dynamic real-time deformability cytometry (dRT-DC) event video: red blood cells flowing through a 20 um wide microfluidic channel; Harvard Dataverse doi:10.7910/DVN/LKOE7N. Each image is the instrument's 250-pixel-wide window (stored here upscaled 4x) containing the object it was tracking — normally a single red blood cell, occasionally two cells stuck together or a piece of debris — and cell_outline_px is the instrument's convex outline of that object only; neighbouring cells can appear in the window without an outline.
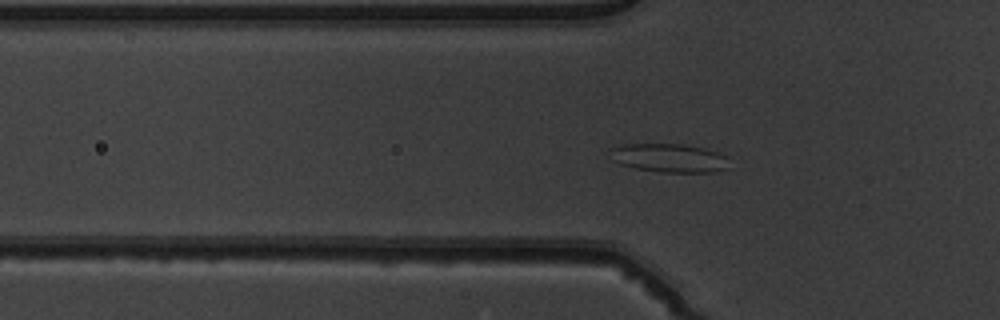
{"species": "common noctule bat (a hibernating species)", "species_latin": "Nyctalus noctula", "temperature_condition": "warm", "stored_images_in_passage": 39, "segment_of_instrument_passage": [1, 2], "camera_frame_rate_fps": 3000, "um_per_image_px": 0.085, "animal": {"sex": "male", "body_mass_g": 19.5, "forearm_length_mm": 54.6}, "frame": {"image": 1, "passage_image": 4, "time_ms": 1.0, "image_size_px": [1000, 320], "cell_outline_px": [[728, 168], [712, 172], [660, 172], [636, 168], [620, 164], [612, 160], [608, 148], [624, 144], [684, 144], [704, 148], [728, 156]], "centroid_in_image_um": [56.86, 13.42], "position_along_channel_um": 68.9, "area_um2": 20.0}}
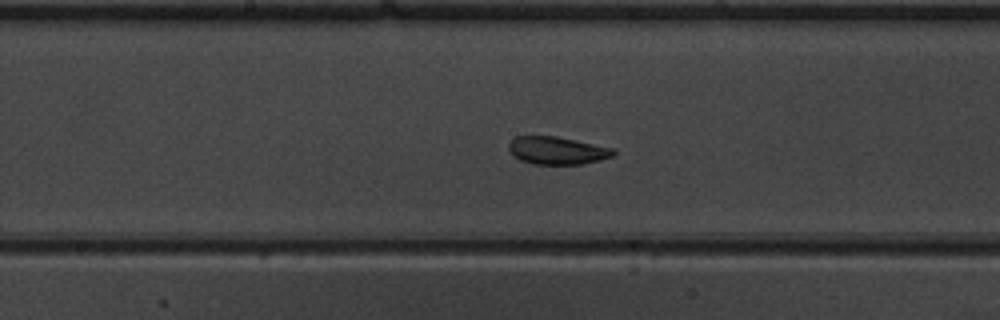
{"frame": {"image": 2, "passage_image": 14, "time_ms": 4.333, "image_size_px": [1000, 320], "cell_outline_px": [[616, 152], [612, 156], [600, 160], [584, 164], [532, 164], [520, 160], [512, 156], [508, 148], [508, 144], [516, 136], [556, 136], [616, 148]], "centroid_in_image_um": [47.36, 12.79], "position_along_channel_um": 200.8, "area_um2": 17.11}}
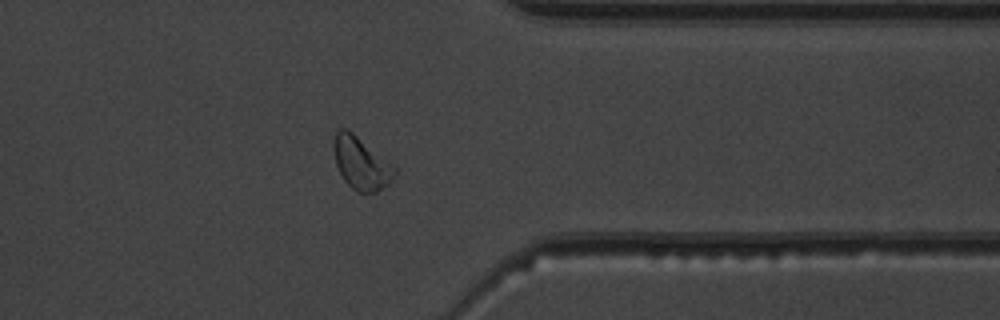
{"frame": {"image": 3, "passage_image": 28, "time_ms": 9.0, "image_size_px": [1000, 320], "cell_outline_px": [[396, 172], [392, 180], [388, 184], [376, 192], [360, 192], [352, 188], [344, 180], [336, 164], [332, 148], [332, 144], [336, 128], [348, 128], [396, 164]], "centroid_in_image_um": [30.71, 13.81], "position_along_channel_um": 380.7, "area_um2": 19.25}}